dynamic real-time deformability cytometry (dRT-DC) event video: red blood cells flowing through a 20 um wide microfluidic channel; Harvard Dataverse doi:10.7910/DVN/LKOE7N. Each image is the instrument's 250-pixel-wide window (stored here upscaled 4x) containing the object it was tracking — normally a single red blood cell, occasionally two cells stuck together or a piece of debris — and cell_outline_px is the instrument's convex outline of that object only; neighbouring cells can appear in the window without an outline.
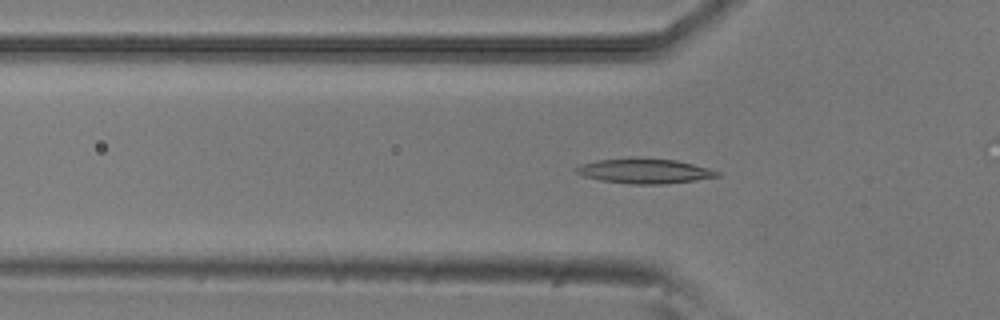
{"species": "common noctule bat (a hibernating species)", "species_latin": "Nyctalus noctula", "temperature_condition": "room temperature", "stored_images_in_passage": 35, "camera_frame_rate_fps": 3000, "um_per_image_px": 0.085, "animal": {"sex": "male", "body_mass_g": 20.5, "forearm_length_mm": 52.5}, "frame": {"image": 1, "passage_image": 4, "time_ms": 1.0, "image_size_px": [1000, 320], "cell_outline_px": [[720, 176], [664, 184], [628, 184], [600, 180], [584, 176], [576, 172], [572, 168], [580, 164], [596, 160], [632, 156], [636, 156], [676, 160], [708, 168], [720, 172]], "centroid_in_image_um": [54.7, 14.51], "position_along_channel_um": 71.1, "area_um2": 20.81}}
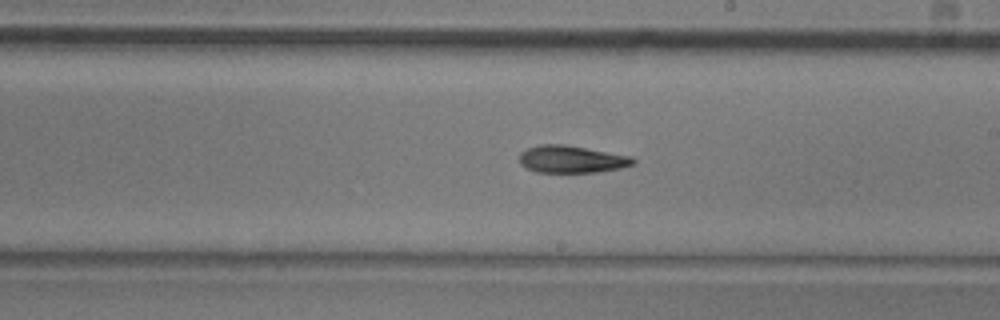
{"frame": {"image": 2, "passage_image": 17, "time_ms": 5.333, "image_size_px": [1000, 320], "cell_outline_px": [[636, 164], [620, 168], [600, 172], [536, 172], [520, 164], [520, 152], [528, 148], [540, 144], [564, 144], [632, 156], [636, 160]], "centroid_in_image_um": [48.62, 13.53], "position_along_channel_um": 240.4, "area_um2": 18.15}}
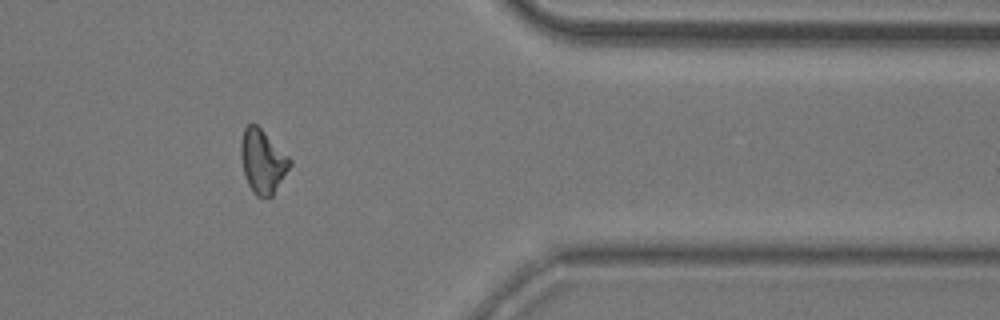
{"frame": {"image": 3, "passage_image": 30, "time_ms": 9.667, "image_size_px": [1000, 320], "cell_outline_px": [[292, 164], [272, 196], [256, 196], [248, 184], [244, 172], [240, 156], [240, 144], [244, 128], [248, 124], [256, 124], [292, 160]], "centroid_in_image_um": [22.31, 13.71], "position_along_channel_um": 389.1, "area_um2": 17.86}}